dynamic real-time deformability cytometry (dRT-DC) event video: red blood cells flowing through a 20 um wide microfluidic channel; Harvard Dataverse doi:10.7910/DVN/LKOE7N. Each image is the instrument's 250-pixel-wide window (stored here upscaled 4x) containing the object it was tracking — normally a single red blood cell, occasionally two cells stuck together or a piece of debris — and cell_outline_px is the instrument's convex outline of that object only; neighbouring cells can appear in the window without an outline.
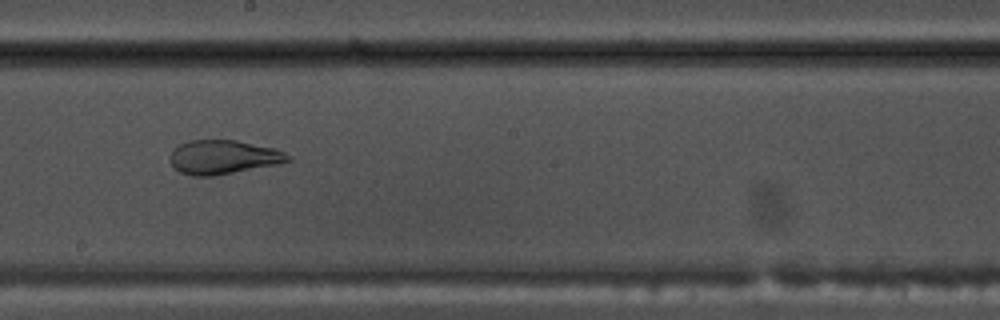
{"species": "common noctule bat (a hibernating species)", "species_latin": "Nyctalus noctula", "temperature_condition": "warm", "stored_images_in_passage": 47, "camera_frame_rate_fps": 3000, "um_per_image_px": 0.085, "animal": {"sex": "male", "body_mass_g": 17.5, "forearm_length_mm": 52.3}, "frame": {"image": 1, "passage_image": 24, "time_ms": 7.667, "image_size_px": [1000, 320], "cell_outline_px": [[292, 160], [276, 164], [212, 176], [192, 176], [180, 172], [172, 168], [168, 160], [168, 156], [172, 148], [188, 140], [236, 140], [272, 148], [284, 152], [292, 156]], "centroid_in_image_um": [18.88, 13.35], "position_along_channel_um": 229.3, "area_um2": 23.47}}
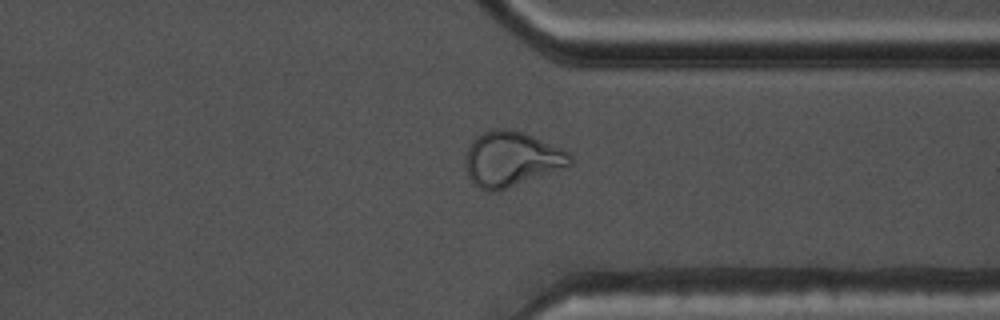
{"frame": {"image": 2, "passage_image": 35, "time_ms": 11.333, "image_size_px": [1000, 320], "cell_outline_px": [[572, 164], [568, 168], [500, 192], [488, 192], [480, 188], [468, 176], [464, 168], [464, 160], [468, 148], [472, 140], [476, 136], [492, 128], [508, 128], [524, 132], [560, 148], [568, 152], [572, 156]], "centroid_in_image_um": [43.48, 13.55], "position_along_channel_um": 367.9, "area_um2": 34.39}}
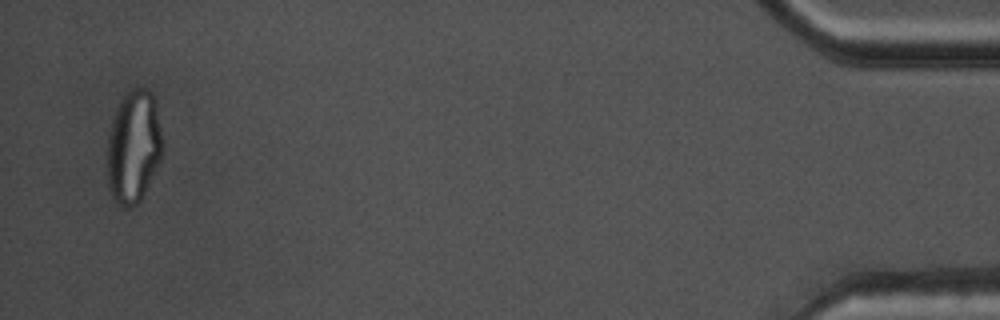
{"frame": {"image": 3, "passage_image": 46, "time_ms": 15.0, "image_size_px": [1000, 320], "cell_outline_px": [[164, 152], [140, 200], [132, 208], [124, 208], [112, 200], [108, 188], [108, 132], [112, 116], [120, 100], [128, 88], [148, 88], [152, 92], [156, 108], [164, 144]], "centroid_in_image_um": [11.34, 12.46], "position_along_channel_um": 423.9, "area_um2": 36.88}, "authors_computed_cell_mechanics": {"area_um2": 29.4202, "velocity_mm_per_s": 3.7963, "shape_relaxation_time_tau1_ms": null, "shape_relaxation_time_tau2_ms": 1.2632, "deformation_change_tau1": null, "deformation_change_tau2": 0.0716}}